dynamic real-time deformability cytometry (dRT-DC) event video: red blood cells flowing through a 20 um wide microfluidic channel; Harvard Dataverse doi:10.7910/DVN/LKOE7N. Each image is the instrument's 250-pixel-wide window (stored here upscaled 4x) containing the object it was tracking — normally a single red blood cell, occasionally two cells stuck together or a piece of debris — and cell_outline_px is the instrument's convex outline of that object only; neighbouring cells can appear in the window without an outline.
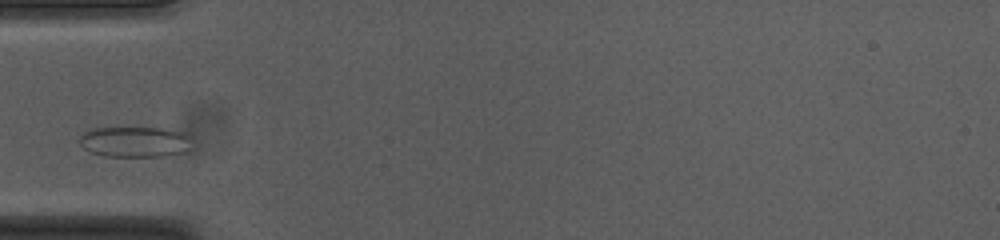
{"species": "common noctule bat (a hibernating species)", "species_latin": "Nyctalus noctula", "temperature_condition": "cold", "stored_images_in_passage": 28, "camera_frame_rate_fps": 3000, "um_per_image_px": 0.085, "animal": {"sex": "female", "body_mass_g": 23.0, "forearm_length_mm": 53.4}, "frame": {"image": 1, "passage_image": 1, "time_ms": 0.0, "image_size_px": [1000, 240], "cell_outline_px": [[188, 136], [180, 152], [164, 156], [104, 156], [92, 152], [84, 148], [80, 144], [80, 136], [84, 132], [96, 128], [160, 128], [188, 132]], "centroid_in_image_um": [11.35, 12.04], "position_along_channel_um": 73.6, "area_um2": 19.36}}
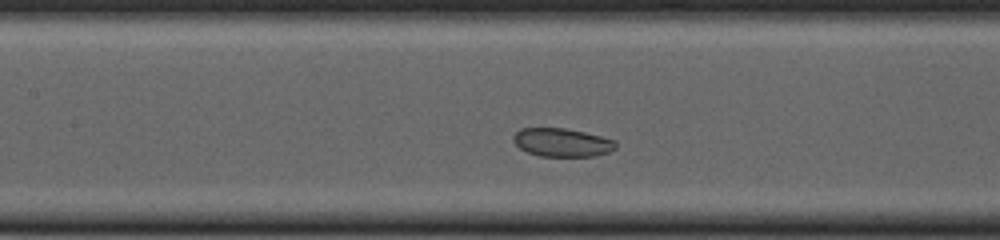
{"frame": {"image": 2, "passage_image": 8, "time_ms": 2.333, "image_size_px": [1000, 240], "cell_outline_px": [[616, 148], [608, 152], [596, 156], [540, 156], [528, 152], [520, 148], [512, 140], [512, 136], [520, 128], [564, 128], [584, 132], [616, 140]], "centroid_in_image_um": [47.77, 12.1], "position_along_channel_um": 159.6, "area_um2": 16.94}}
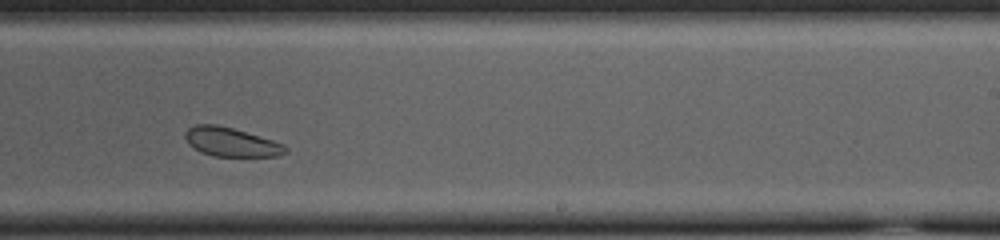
{"frame": {"image": 3, "passage_image": 17, "time_ms": 5.333, "image_size_px": [1000, 240], "cell_outline_px": [[288, 152], [280, 156], [212, 156], [200, 152], [188, 144], [184, 136], [184, 132], [188, 128], [196, 124], [216, 124], [232, 128], [272, 140], [284, 144], [288, 148]], "centroid_in_image_um": [19.63, 12.08], "position_along_channel_um": 269.4, "area_um2": 16.99}}